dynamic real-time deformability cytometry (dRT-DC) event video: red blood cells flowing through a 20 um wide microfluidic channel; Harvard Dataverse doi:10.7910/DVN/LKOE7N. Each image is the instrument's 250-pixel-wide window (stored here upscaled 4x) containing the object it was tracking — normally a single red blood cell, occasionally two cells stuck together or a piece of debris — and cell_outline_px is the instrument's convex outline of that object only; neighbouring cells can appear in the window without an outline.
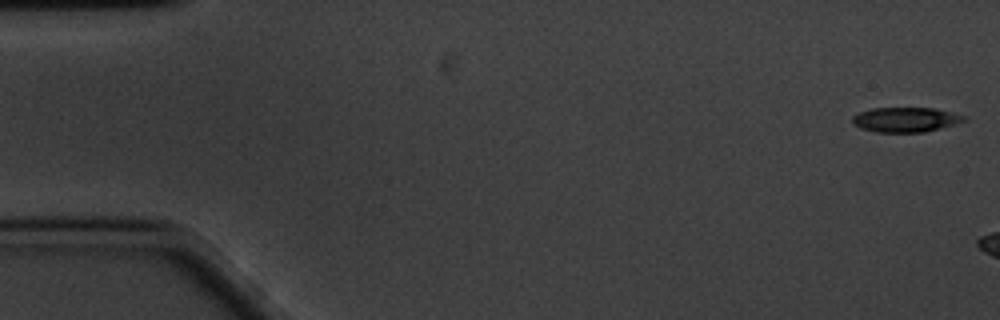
{"species": "common noctule bat (a hibernating species)", "species_latin": "Nyctalus noctula", "temperature_condition": "cold", "stored_images_in_passage": 7, "camera_frame_rate_fps": 3000, "um_per_image_px": 0.085, "animal": {"sex": "male", "body_mass_g": 20.1, "forearm_length_mm": 53.5}, "frame": {"image": 1, "passage_image": 1, "time_ms": 0.0, "image_size_px": [1000, 320], "cell_outline_px": [[968, 120], [924, 132], [876, 132], [860, 128], [852, 124], [852, 116], [860, 112], [872, 108], [932, 108], [964, 116]], "centroid_in_image_um": [76.91, 10.17], "position_along_channel_um": 8.1, "area_um2": 15.9}}